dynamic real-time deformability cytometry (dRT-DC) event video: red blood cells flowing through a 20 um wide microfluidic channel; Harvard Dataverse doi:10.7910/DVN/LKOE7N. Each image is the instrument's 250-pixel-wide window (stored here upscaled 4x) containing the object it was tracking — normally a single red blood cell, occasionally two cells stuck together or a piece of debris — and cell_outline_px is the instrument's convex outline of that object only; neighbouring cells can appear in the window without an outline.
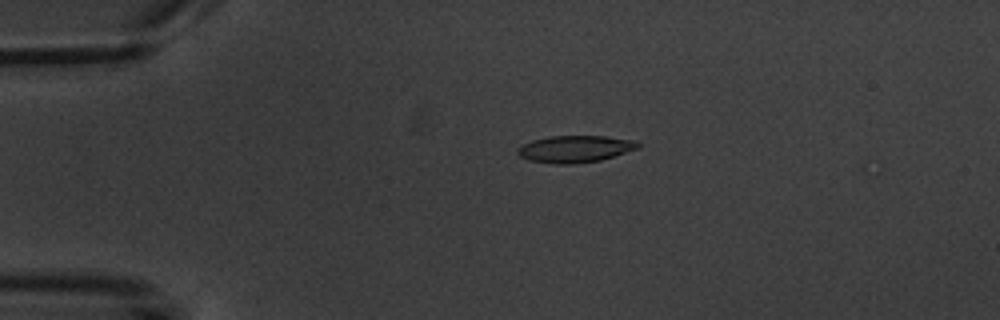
{"species": "common noctule bat (a hibernating species)", "species_latin": "Nyctalus noctula", "temperature_condition": "warm", "stored_images_in_passage": 4, "camera_frame_rate_fps": 3000, "um_per_image_px": 0.085, "animal": {"sex": "male", "body_mass_g": 20.1, "forearm_length_mm": 53.5}, "frame": {"image": 1, "passage_image": 3, "time_ms": 2.333, "image_size_px": [1000, 320], "cell_outline_px": [[640, 148], [600, 160], [572, 164], [556, 164], [528, 160], [520, 156], [516, 152], [516, 148], [520, 144], [532, 140], [548, 136], [604, 136], [636, 140], [640, 144]], "centroid_in_image_um": [48.85, 12.65], "position_along_channel_um": 36.2, "area_um2": 19.07}}